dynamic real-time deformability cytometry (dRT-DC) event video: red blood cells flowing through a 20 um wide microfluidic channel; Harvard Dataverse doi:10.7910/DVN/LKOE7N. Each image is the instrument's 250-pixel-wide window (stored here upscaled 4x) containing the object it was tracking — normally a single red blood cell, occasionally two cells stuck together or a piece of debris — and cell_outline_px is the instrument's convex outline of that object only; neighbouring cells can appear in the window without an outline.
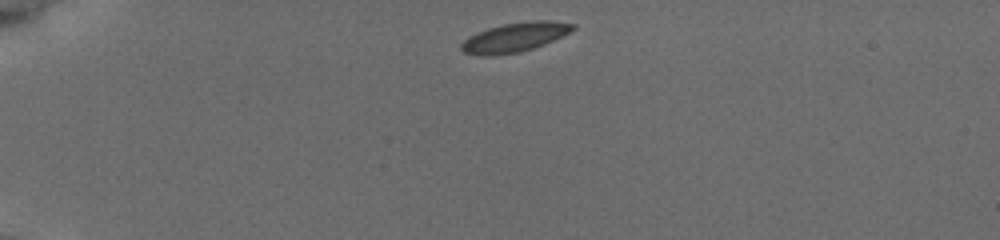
{"species": "common noctule bat (a hibernating species)", "species_latin": "Nyctalus noctula", "temperature_condition": "cold", "stored_images_in_passage": 43, "camera_frame_rate_fps": 3000, "um_per_image_px": 0.085, "animal": {"sex": "female", "body_mass_g": 19.5, "forearm_length_mm": 54.1}, "frame": {"image": 1, "passage_image": 1, "time_ms": 0.0, "image_size_px": [1000, 240], "cell_outline_px": [[576, 28], [544, 44], [520, 52], [492, 56], [480, 56], [464, 52], [460, 48], [460, 44], [468, 36], [476, 32], [488, 28], [504, 24], [532, 20], [548, 20], [576, 24]], "centroid_in_image_um": [43.71, 3.17], "position_along_channel_um": 41.3, "area_um2": 19.02}}
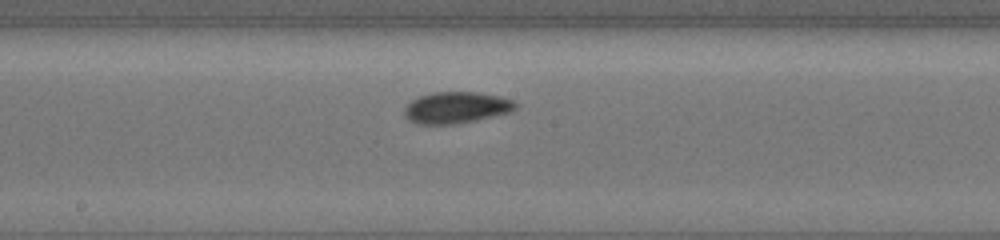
{"frame": {"image": 2, "passage_image": 19, "time_ms": 6.0, "image_size_px": [1000, 240], "cell_outline_px": [[516, 104], [508, 112], [472, 120], [452, 124], [416, 124], [404, 112], [404, 108], [412, 100], [420, 96], [432, 92], [480, 92], [500, 96], [512, 100]], "centroid_in_image_um": [38.74, 9.12], "position_along_channel_um": 209.5, "area_um2": 19.77}}
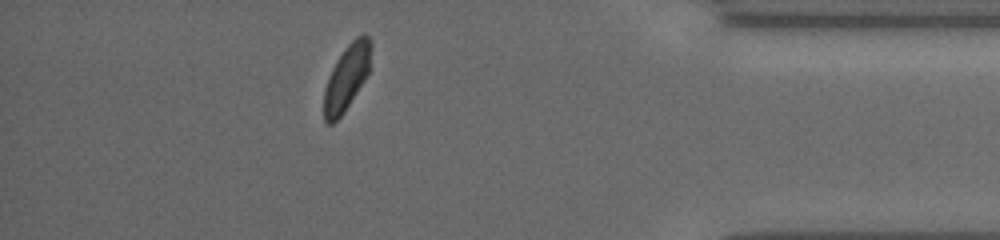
{"frame": {"image": 3, "passage_image": 37, "time_ms": 12.0, "image_size_px": [1000, 240], "cell_outline_px": [[372, 44], [368, 72], [364, 80], [344, 112], [332, 124], [328, 124], [324, 120], [324, 88], [332, 68], [344, 48], [356, 36], [364, 32], [372, 40]], "centroid_in_image_um": [29.47, 6.54], "position_along_channel_um": 405.7, "area_um2": 17.86}, "authors_computed_cell_mechanics": {"area_um2": 18.8428, "velocity_mm_per_s": 3.7508, "shape_relaxation_time_tau1_ms": 2.3854, "shape_relaxation_time_tau2_ms": 1.7339, "deformation_change_tau1": 0.1063, "deformation_change_tau2": 0.0537}}